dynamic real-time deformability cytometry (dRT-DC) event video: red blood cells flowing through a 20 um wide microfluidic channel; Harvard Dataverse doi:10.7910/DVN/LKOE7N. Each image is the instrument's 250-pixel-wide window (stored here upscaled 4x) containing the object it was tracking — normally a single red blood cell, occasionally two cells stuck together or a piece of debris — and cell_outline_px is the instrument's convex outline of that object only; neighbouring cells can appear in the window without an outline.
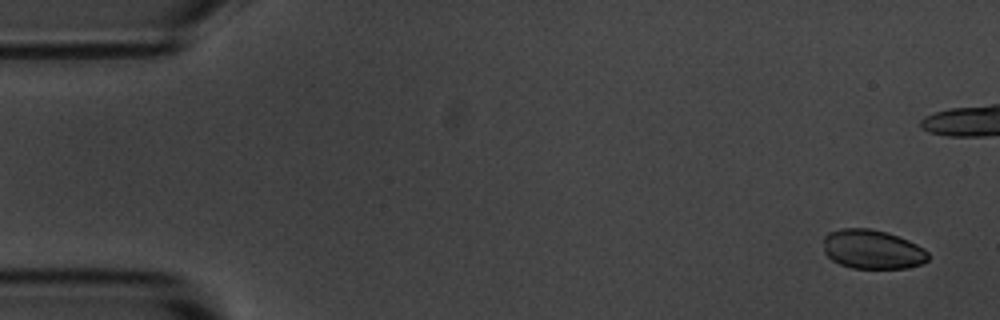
{"species": "common noctule bat (a hibernating species)", "species_latin": "Nyctalus noctula", "temperature_condition": "room temperature", "stored_images_in_passage": 9, "camera_frame_rate_fps": 3000, "um_per_image_px": 0.085, "animal": {"sex": "male", "body_mass_g": 20.1, "forearm_length_mm": 53.5}, "frame": {"image": 1, "passage_image": 1, "time_ms": 0.0, "image_size_px": [1000, 320], "cell_outline_px": [[928, 260], [920, 264], [908, 268], [852, 268], [840, 264], [832, 260], [824, 252], [824, 236], [828, 232], [844, 228], [872, 228], [888, 232], [908, 240], [924, 248], [928, 252]], "centroid_in_image_um": [74.15, 21.18], "position_along_channel_um": 10.9, "area_um2": 24.04}}
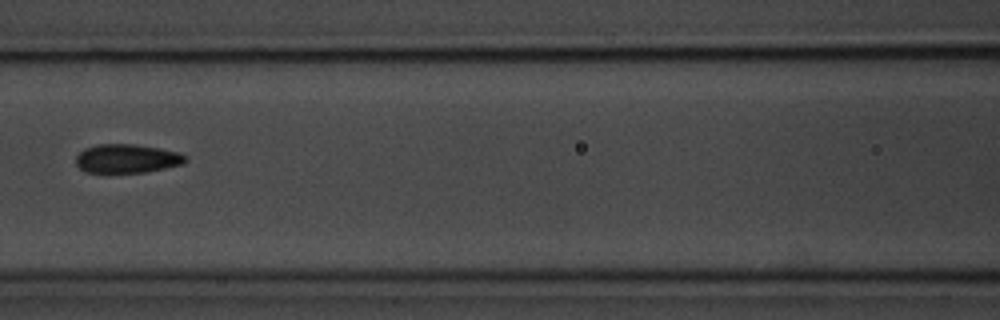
{"frame": {"image": 2, "passage_image": 9, "time_ms": 9.333, "image_size_px": [1000, 320], "cell_outline_px": [[188, 160], [184, 164], [144, 172], [84, 172], [76, 164], [76, 156], [84, 148], [96, 144], [132, 144], [160, 148], [180, 152]], "centroid_in_image_um": [10.79, 13.47], "position_along_channel_um": 155.8, "area_um2": 18.38}}